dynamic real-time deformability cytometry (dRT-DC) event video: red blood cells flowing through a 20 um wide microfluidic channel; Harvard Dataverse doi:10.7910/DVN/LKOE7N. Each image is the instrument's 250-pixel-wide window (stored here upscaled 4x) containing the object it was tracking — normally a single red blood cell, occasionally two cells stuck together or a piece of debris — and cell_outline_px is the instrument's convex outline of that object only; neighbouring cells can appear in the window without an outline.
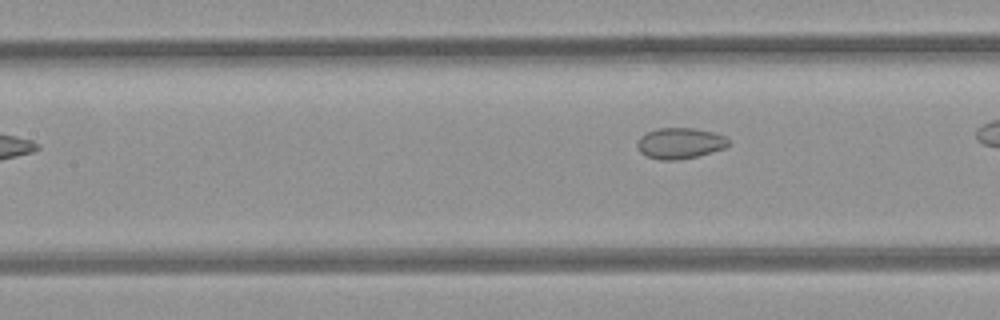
{"species": "common noctule bat (a hibernating species)", "species_latin": "Nyctalus noctula", "temperature_condition": "room temperature", "stored_images_in_passage": 8, "camera_frame_rate_fps": 3000, "um_per_image_px": 0.085, "animal": {"sex": "female", "body_mass_g": 21.9}, "frame": {"image": 1, "passage_image": 8, "time_ms": 2.333, "image_size_px": [1000, 320], "cell_outline_px": [[728, 144], [724, 148], [696, 156], [676, 160], [660, 160], [648, 156], [640, 152], [636, 144], [640, 136], [656, 128], [696, 128], [712, 132], [724, 136], [728, 140]], "centroid_in_image_um": [57.76, 12.16], "position_along_channel_um": 149.6, "area_um2": 16.24}}